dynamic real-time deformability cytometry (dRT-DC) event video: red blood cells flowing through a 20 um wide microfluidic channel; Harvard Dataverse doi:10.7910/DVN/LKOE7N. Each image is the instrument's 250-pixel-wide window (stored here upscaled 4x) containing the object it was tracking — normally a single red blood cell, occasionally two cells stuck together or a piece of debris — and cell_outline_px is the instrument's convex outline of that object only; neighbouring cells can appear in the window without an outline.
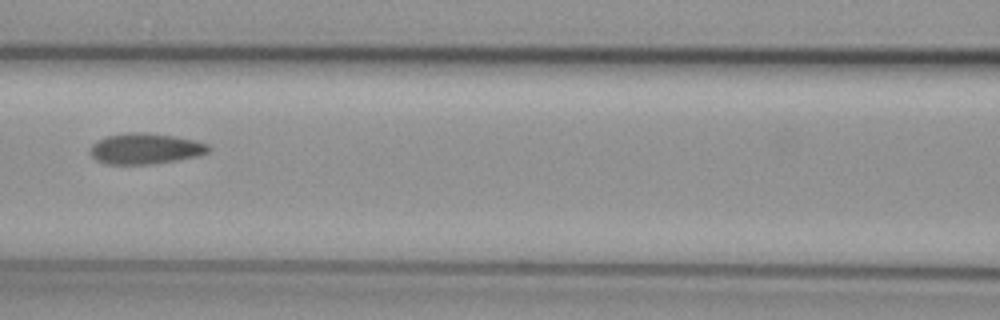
{"species": "common noctule bat (a hibernating species)", "species_latin": "Nyctalus noctula", "temperature_condition": "cold", "stored_images_in_passage": 4, "camera_frame_rate_fps": 3000, "um_per_image_px": 0.085, "animal": {"sex": "female", "body_mass_g": 29.2, "forearm_length_mm": 56.3}, "frame": {"image": 1, "passage_image": 4, "time_ms": 3.667, "image_size_px": [1000, 320], "cell_outline_px": [[208, 152], [200, 156], [176, 160], [148, 164], [108, 164], [96, 160], [88, 152], [88, 148], [96, 140], [104, 136], [128, 132], [144, 132], [172, 136], [192, 140], [208, 144]], "centroid_in_image_um": [12.27, 12.63], "position_along_channel_um": 154.3, "area_um2": 21.27}}